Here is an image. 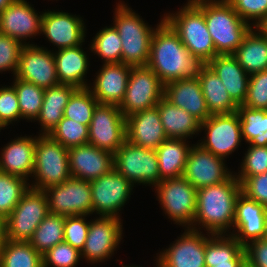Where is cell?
Here are the masks:
<instances>
[{
    "label": "cell",
    "mask_w": 267,
    "mask_h": 267,
    "mask_svg": "<svg viewBox=\"0 0 267 267\" xmlns=\"http://www.w3.org/2000/svg\"><path fill=\"white\" fill-rule=\"evenodd\" d=\"M77 89L73 85L62 83L45 89L42 108L36 118L41 126L40 134H50L57 126L63 118L70 97Z\"/></svg>",
    "instance_id": "1f68e13d"
},
{
    "label": "cell",
    "mask_w": 267,
    "mask_h": 267,
    "mask_svg": "<svg viewBox=\"0 0 267 267\" xmlns=\"http://www.w3.org/2000/svg\"><path fill=\"white\" fill-rule=\"evenodd\" d=\"M244 249L246 267H267V238L252 240Z\"/></svg>",
    "instance_id": "816d5d0a"
},
{
    "label": "cell",
    "mask_w": 267,
    "mask_h": 267,
    "mask_svg": "<svg viewBox=\"0 0 267 267\" xmlns=\"http://www.w3.org/2000/svg\"><path fill=\"white\" fill-rule=\"evenodd\" d=\"M90 186L93 213L121 219L119 211L123 209L135 186L114 168L109 173L90 181Z\"/></svg>",
    "instance_id": "4fadbf2b"
},
{
    "label": "cell",
    "mask_w": 267,
    "mask_h": 267,
    "mask_svg": "<svg viewBox=\"0 0 267 267\" xmlns=\"http://www.w3.org/2000/svg\"><path fill=\"white\" fill-rule=\"evenodd\" d=\"M122 266L121 267H140V266H135V265H131V266H126L124 264H121ZM142 267V266H141Z\"/></svg>",
    "instance_id": "680465c9"
},
{
    "label": "cell",
    "mask_w": 267,
    "mask_h": 267,
    "mask_svg": "<svg viewBox=\"0 0 267 267\" xmlns=\"http://www.w3.org/2000/svg\"><path fill=\"white\" fill-rule=\"evenodd\" d=\"M42 15L26 0H14L0 13V34L29 45L28 38L41 34Z\"/></svg>",
    "instance_id": "44dd1931"
},
{
    "label": "cell",
    "mask_w": 267,
    "mask_h": 267,
    "mask_svg": "<svg viewBox=\"0 0 267 267\" xmlns=\"http://www.w3.org/2000/svg\"><path fill=\"white\" fill-rule=\"evenodd\" d=\"M21 119L17 93L14 87L2 86L0 88V120L6 125Z\"/></svg>",
    "instance_id": "681fc988"
},
{
    "label": "cell",
    "mask_w": 267,
    "mask_h": 267,
    "mask_svg": "<svg viewBox=\"0 0 267 267\" xmlns=\"http://www.w3.org/2000/svg\"><path fill=\"white\" fill-rule=\"evenodd\" d=\"M71 177L92 181L109 173L114 168V154L91 144L68 149Z\"/></svg>",
    "instance_id": "7402d4cb"
},
{
    "label": "cell",
    "mask_w": 267,
    "mask_h": 267,
    "mask_svg": "<svg viewBox=\"0 0 267 267\" xmlns=\"http://www.w3.org/2000/svg\"><path fill=\"white\" fill-rule=\"evenodd\" d=\"M36 138L34 171L31 188L45 190L71 177L68 148L63 147L49 134H38Z\"/></svg>",
    "instance_id": "8992f818"
},
{
    "label": "cell",
    "mask_w": 267,
    "mask_h": 267,
    "mask_svg": "<svg viewBox=\"0 0 267 267\" xmlns=\"http://www.w3.org/2000/svg\"><path fill=\"white\" fill-rule=\"evenodd\" d=\"M244 155V160L242 159L240 164L241 170L234 173L241 184L248 177L267 172V146L249 145Z\"/></svg>",
    "instance_id": "7bdbcfd3"
},
{
    "label": "cell",
    "mask_w": 267,
    "mask_h": 267,
    "mask_svg": "<svg viewBox=\"0 0 267 267\" xmlns=\"http://www.w3.org/2000/svg\"><path fill=\"white\" fill-rule=\"evenodd\" d=\"M160 20L151 40L147 66L164 84L197 76L203 63L183 45L164 18Z\"/></svg>",
    "instance_id": "6da1fadb"
},
{
    "label": "cell",
    "mask_w": 267,
    "mask_h": 267,
    "mask_svg": "<svg viewBox=\"0 0 267 267\" xmlns=\"http://www.w3.org/2000/svg\"><path fill=\"white\" fill-rule=\"evenodd\" d=\"M87 215L66 216L64 223V242L78 249L84 248L90 221H86Z\"/></svg>",
    "instance_id": "7dc6e473"
},
{
    "label": "cell",
    "mask_w": 267,
    "mask_h": 267,
    "mask_svg": "<svg viewBox=\"0 0 267 267\" xmlns=\"http://www.w3.org/2000/svg\"><path fill=\"white\" fill-rule=\"evenodd\" d=\"M121 221L118 218L104 216L90 220L87 239L81 251V257L91 263L110 259L123 238Z\"/></svg>",
    "instance_id": "9a60e30c"
},
{
    "label": "cell",
    "mask_w": 267,
    "mask_h": 267,
    "mask_svg": "<svg viewBox=\"0 0 267 267\" xmlns=\"http://www.w3.org/2000/svg\"><path fill=\"white\" fill-rule=\"evenodd\" d=\"M86 27L82 17L63 11H45L42 15L41 34L59 49L72 48L85 42Z\"/></svg>",
    "instance_id": "d6986e66"
},
{
    "label": "cell",
    "mask_w": 267,
    "mask_h": 267,
    "mask_svg": "<svg viewBox=\"0 0 267 267\" xmlns=\"http://www.w3.org/2000/svg\"><path fill=\"white\" fill-rule=\"evenodd\" d=\"M53 54L59 83L73 85L77 88H88V85H91L85 79L90 61L82 49V44L72 48L59 49Z\"/></svg>",
    "instance_id": "f1b7e54d"
},
{
    "label": "cell",
    "mask_w": 267,
    "mask_h": 267,
    "mask_svg": "<svg viewBox=\"0 0 267 267\" xmlns=\"http://www.w3.org/2000/svg\"><path fill=\"white\" fill-rule=\"evenodd\" d=\"M157 198L168 219L191 228L196 214L197 189L183 176L162 180L156 187Z\"/></svg>",
    "instance_id": "52a82bcc"
},
{
    "label": "cell",
    "mask_w": 267,
    "mask_h": 267,
    "mask_svg": "<svg viewBox=\"0 0 267 267\" xmlns=\"http://www.w3.org/2000/svg\"><path fill=\"white\" fill-rule=\"evenodd\" d=\"M207 235V236H205ZM211 234H203L186 228L169 248L157 254V267H205V240Z\"/></svg>",
    "instance_id": "e0dca14e"
},
{
    "label": "cell",
    "mask_w": 267,
    "mask_h": 267,
    "mask_svg": "<svg viewBox=\"0 0 267 267\" xmlns=\"http://www.w3.org/2000/svg\"><path fill=\"white\" fill-rule=\"evenodd\" d=\"M5 127H7V126L0 120V131H1V129H3Z\"/></svg>",
    "instance_id": "6f0895ef"
},
{
    "label": "cell",
    "mask_w": 267,
    "mask_h": 267,
    "mask_svg": "<svg viewBox=\"0 0 267 267\" xmlns=\"http://www.w3.org/2000/svg\"><path fill=\"white\" fill-rule=\"evenodd\" d=\"M48 214L49 206L45 191L29 187L6 218L7 239L29 242L36 228Z\"/></svg>",
    "instance_id": "ba28073f"
},
{
    "label": "cell",
    "mask_w": 267,
    "mask_h": 267,
    "mask_svg": "<svg viewBox=\"0 0 267 267\" xmlns=\"http://www.w3.org/2000/svg\"><path fill=\"white\" fill-rule=\"evenodd\" d=\"M131 65L124 63L103 64L96 74L93 86H88L99 104L120 106L124 100Z\"/></svg>",
    "instance_id": "603a6c76"
},
{
    "label": "cell",
    "mask_w": 267,
    "mask_h": 267,
    "mask_svg": "<svg viewBox=\"0 0 267 267\" xmlns=\"http://www.w3.org/2000/svg\"><path fill=\"white\" fill-rule=\"evenodd\" d=\"M197 7L204 14L216 54H233L252 26L245 22L227 1Z\"/></svg>",
    "instance_id": "277c9868"
},
{
    "label": "cell",
    "mask_w": 267,
    "mask_h": 267,
    "mask_svg": "<svg viewBox=\"0 0 267 267\" xmlns=\"http://www.w3.org/2000/svg\"><path fill=\"white\" fill-rule=\"evenodd\" d=\"M261 28L267 33V21L261 26Z\"/></svg>",
    "instance_id": "9f6ffc18"
},
{
    "label": "cell",
    "mask_w": 267,
    "mask_h": 267,
    "mask_svg": "<svg viewBox=\"0 0 267 267\" xmlns=\"http://www.w3.org/2000/svg\"><path fill=\"white\" fill-rule=\"evenodd\" d=\"M163 18L201 63L207 64L217 56L204 14L197 6H183L177 13H166Z\"/></svg>",
    "instance_id": "5b68a950"
},
{
    "label": "cell",
    "mask_w": 267,
    "mask_h": 267,
    "mask_svg": "<svg viewBox=\"0 0 267 267\" xmlns=\"http://www.w3.org/2000/svg\"><path fill=\"white\" fill-rule=\"evenodd\" d=\"M242 138L249 145L267 146V110L239 105Z\"/></svg>",
    "instance_id": "e575fe53"
},
{
    "label": "cell",
    "mask_w": 267,
    "mask_h": 267,
    "mask_svg": "<svg viewBox=\"0 0 267 267\" xmlns=\"http://www.w3.org/2000/svg\"><path fill=\"white\" fill-rule=\"evenodd\" d=\"M165 84L148 66H132L124 100L119 106L124 117L155 107L164 97Z\"/></svg>",
    "instance_id": "30bf717a"
},
{
    "label": "cell",
    "mask_w": 267,
    "mask_h": 267,
    "mask_svg": "<svg viewBox=\"0 0 267 267\" xmlns=\"http://www.w3.org/2000/svg\"><path fill=\"white\" fill-rule=\"evenodd\" d=\"M227 0H188L185 6H200L203 4L221 3Z\"/></svg>",
    "instance_id": "db71d44e"
},
{
    "label": "cell",
    "mask_w": 267,
    "mask_h": 267,
    "mask_svg": "<svg viewBox=\"0 0 267 267\" xmlns=\"http://www.w3.org/2000/svg\"><path fill=\"white\" fill-rule=\"evenodd\" d=\"M13 82L12 86L17 93L21 119L35 121L42 108L45 89L18 78H14Z\"/></svg>",
    "instance_id": "74e56055"
},
{
    "label": "cell",
    "mask_w": 267,
    "mask_h": 267,
    "mask_svg": "<svg viewBox=\"0 0 267 267\" xmlns=\"http://www.w3.org/2000/svg\"><path fill=\"white\" fill-rule=\"evenodd\" d=\"M66 216L49 213L34 231L29 243L41 254L64 242Z\"/></svg>",
    "instance_id": "d590c367"
},
{
    "label": "cell",
    "mask_w": 267,
    "mask_h": 267,
    "mask_svg": "<svg viewBox=\"0 0 267 267\" xmlns=\"http://www.w3.org/2000/svg\"><path fill=\"white\" fill-rule=\"evenodd\" d=\"M7 227L6 218L0 215V249L6 244L7 241Z\"/></svg>",
    "instance_id": "f5cc1de1"
},
{
    "label": "cell",
    "mask_w": 267,
    "mask_h": 267,
    "mask_svg": "<svg viewBox=\"0 0 267 267\" xmlns=\"http://www.w3.org/2000/svg\"><path fill=\"white\" fill-rule=\"evenodd\" d=\"M98 104L99 102L88 88H78L70 97L63 117L89 126Z\"/></svg>",
    "instance_id": "60d3db41"
},
{
    "label": "cell",
    "mask_w": 267,
    "mask_h": 267,
    "mask_svg": "<svg viewBox=\"0 0 267 267\" xmlns=\"http://www.w3.org/2000/svg\"><path fill=\"white\" fill-rule=\"evenodd\" d=\"M164 97L189 112L200 123L211 116L197 76L166 83Z\"/></svg>",
    "instance_id": "d4e9b609"
},
{
    "label": "cell",
    "mask_w": 267,
    "mask_h": 267,
    "mask_svg": "<svg viewBox=\"0 0 267 267\" xmlns=\"http://www.w3.org/2000/svg\"><path fill=\"white\" fill-rule=\"evenodd\" d=\"M166 139L156 106L126 117V140L131 144L156 150Z\"/></svg>",
    "instance_id": "cb8c5ba5"
},
{
    "label": "cell",
    "mask_w": 267,
    "mask_h": 267,
    "mask_svg": "<svg viewBox=\"0 0 267 267\" xmlns=\"http://www.w3.org/2000/svg\"><path fill=\"white\" fill-rule=\"evenodd\" d=\"M49 135L69 149L88 144L89 126L63 117Z\"/></svg>",
    "instance_id": "b9f144b4"
},
{
    "label": "cell",
    "mask_w": 267,
    "mask_h": 267,
    "mask_svg": "<svg viewBox=\"0 0 267 267\" xmlns=\"http://www.w3.org/2000/svg\"><path fill=\"white\" fill-rule=\"evenodd\" d=\"M29 187L24 178L0 171V215L7 218Z\"/></svg>",
    "instance_id": "ab89813d"
},
{
    "label": "cell",
    "mask_w": 267,
    "mask_h": 267,
    "mask_svg": "<svg viewBox=\"0 0 267 267\" xmlns=\"http://www.w3.org/2000/svg\"><path fill=\"white\" fill-rule=\"evenodd\" d=\"M241 192V183L235 174L219 184L198 189L196 214L190 229L204 228L211 235H226L231 226L233 228L235 203Z\"/></svg>",
    "instance_id": "7a4b0ae2"
},
{
    "label": "cell",
    "mask_w": 267,
    "mask_h": 267,
    "mask_svg": "<svg viewBox=\"0 0 267 267\" xmlns=\"http://www.w3.org/2000/svg\"><path fill=\"white\" fill-rule=\"evenodd\" d=\"M126 141V118L119 106L98 104L89 125L88 143L113 154Z\"/></svg>",
    "instance_id": "5bb4252c"
},
{
    "label": "cell",
    "mask_w": 267,
    "mask_h": 267,
    "mask_svg": "<svg viewBox=\"0 0 267 267\" xmlns=\"http://www.w3.org/2000/svg\"><path fill=\"white\" fill-rule=\"evenodd\" d=\"M207 65L218 75L231 99L243 105L248 90L250 75L239 65L232 55H217Z\"/></svg>",
    "instance_id": "83f0119b"
},
{
    "label": "cell",
    "mask_w": 267,
    "mask_h": 267,
    "mask_svg": "<svg viewBox=\"0 0 267 267\" xmlns=\"http://www.w3.org/2000/svg\"><path fill=\"white\" fill-rule=\"evenodd\" d=\"M197 77L211 115L237 111L238 105L231 99L218 75L207 64L201 66Z\"/></svg>",
    "instance_id": "d6a6232c"
},
{
    "label": "cell",
    "mask_w": 267,
    "mask_h": 267,
    "mask_svg": "<svg viewBox=\"0 0 267 267\" xmlns=\"http://www.w3.org/2000/svg\"><path fill=\"white\" fill-rule=\"evenodd\" d=\"M248 24L261 27L267 21V0H227ZM255 21L250 23L251 21Z\"/></svg>",
    "instance_id": "f6af8a7d"
},
{
    "label": "cell",
    "mask_w": 267,
    "mask_h": 267,
    "mask_svg": "<svg viewBox=\"0 0 267 267\" xmlns=\"http://www.w3.org/2000/svg\"><path fill=\"white\" fill-rule=\"evenodd\" d=\"M49 213L64 216L93 214L90 181L70 177L65 182L47 187Z\"/></svg>",
    "instance_id": "7c38bea8"
},
{
    "label": "cell",
    "mask_w": 267,
    "mask_h": 267,
    "mask_svg": "<svg viewBox=\"0 0 267 267\" xmlns=\"http://www.w3.org/2000/svg\"><path fill=\"white\" fill-rule=\"evenodd\" d=\"M23 44L7 35L0 34V72L12 71L15 75Z\"/></svg>",
    "instance_id": "c3c4849f"
},
{
    "label": "cell",
    "mask_w": 267,
    "mask_h": 267,
    "mask_svg": "<svg viewBox=\"0 0 267 267\" xmlns=\"http://www.w3.org/2000/svg\"><path fill=\"white\" fill-rule=\"evenodd\" d=\"M267 222V221H266ZM265 238H267V223H266V237Z\"/></svg>",
    "instance_id": "91938a15"
},
{
    "label": "cell",
    "mask_w": 267,
    "mask_h": 267,
    "mask_svg": "<svg viewBox=\"0 0 267 267\" xmlns=\"http://www.w3.org/2000/svg\"><path fill=\"white\" fill-rule=\"evenodd\" d=\"M202 130H205L206 137L198 144L224 160L241 146L243 140L237 111L211 115L200 123V131Z\"/></svg>",
    "instance_id": "8fae6325"
},
{
    "label": "cell",
    "mask_w": 267,
    "mask_h": 267,
    "mask_svg": "<svg viewBox=\"0 0 267 267\" xmlns=\"http://www.w3.org/2000/svg\"><path fill=\"white\" fill-rule=\"evenodd\" d=\"M36 138L18 136L8 142L0 154V171L29 180L34 171Z\"/></svg>",
    "instance_id": "484cf974"
},
{
    "label": "cell",
    "mask_w": 267,
    "mask_h": 267,
    "mask_svg": "<svg viewBox=\"0 0 267 267\" xmlns=\"http://www.w3.org/2000/svg\"><path fill=\"white\" fill-rule=\"evenodd\" d=\"M43 48L24 45L14 77L46 89L58 85L59 79L53 52Z\"/></svg>",
    "instance_id": "2e32d148"
},
{
    "label": "cell",
    "mask_w": 267,
    "mask_h": 267,
    "mask_svg": "<svg viewBox=\"0 0 267 267\" xmlns=\"http://www.w3.org/2000/svg\"><path fill=\"white\" fill-rule=\"evenodd\" d=\"M266 221L267 208L241 192L235 203V217L231 228L234 230L228 234L244 247L252 240L266 237Z\"/></svg>",
    "instance_id": "ffe728a7"
},
{
    "label": "cell",
    "mask_w": 267,
    "mask_h": 267,
    "mask_svg": "<svg viewBox=\"0 0 267 267\" xmlns=\"http://www.w3.org/2000/svg\"><path fill=\"white\" fill-rule=\"evenodd\" d=\"M90 42V48L104 64L122 62V40L114 26L102 28Z\"/></svg>",
    "instance_id": "f35d334b"
},
{
    "label": "cell",
    "mask_w": 267,
    "mask_h": 267,
    "mask_svg": "<svg viewBox=\"0 0 267 267\" xmlns=\"http://www.w3.org/2000/svg\"><path fill=\"white\" fill-rule=\"evenodd\" d=\"M242 193L267 208V172L248 177L241 184Z\"/></svg>",
    "instance_id": "f907efd6"
},
{
    "label": "cell",
    "mask_w": 267,
    "mask_h": 267,
    "mask_svg": "<svg viewBox=\"0 0 267 267\" xmlns=\"http://www.w3.org/2000/svg\"><path fill=\"white\" fill-rule=\"evenodd\" d=\"M14 0H0V13L9 6Z\"/></svg>",
    "instance_id": "11a10c76"
},
{
    "label": "cell",
    "mask_w": 267,
    "mask_h": 267,
    "mask_svg": "<svg viewBox=\"0 0 267 267\" xmlns=\"http://www.w3.org/2000/svg\"><path fill=\"white\" fill-rule=\"evenodd\" d=\"M0 267H43L42 255L25 241H10L0 249Z\"/></svg>",
    "instance_id": "8d00e7d4"
},
{
    "label": "cell",
    "mask_w": 267,
    "mask_h": 267,
    "mask_svg": "<svg viewBox=\"0 0 267 267\" xmlns=\"http://www.w3.org/2000/svg\"><path fill=\"white\" fill-rule=\"evenodd\" d=\"M113 26L122 40V63L131 66H147L151 40L156 28H152L127 4L120 1L114 12Z\"/></svg>",
    "instance_id": "3957f363"
},
{
    "label": "cell",
    "mask_w": 267,
    "mask_h": 267,
    "mask_svg": "<svg viewBox=\"0 0 267 267\" xmlns=\"http://www.w3.org/2000/svg\"><path fill=\"white\" fill-rule=\"evenodd\" d=\"M243 106L267 110V70L250 75L247 96Z\"/></svg>",
    "instance_id": "bcb514c9"
},
{
    "label": "cell",
    "mask_w": 267,
    "mask_h": 267,
    "mask_svg": "<svg viewBox=\"0 0 267 267\" xmlns=\"http://www.w3.org/2000/svg\"><path fill=\"white\" fill-rule=\"evenodd\" d=\"M192 145L183 177L197 190L219 184L233 174V171L227 168L224 159L217 157L197 143Z\"/></svg>",
    "instance_id": "ac0fdd59"
},
{
    "label": "cell",
    "mask_w": 267,
    "mask_h": 267,
    "mask_svg": "<svg viewBox=\"0 0 267 267\" xmlns=\"http://www.w3.org/2000/svg\"><path fill=\"white\" fill-rule=\"evenodd\" d=\"M191 147L183 139H166L160 144L156 154L162 180L183 176Z\"/></svg>",
    "instance_id": "836d02e7"
},
{
    "label": "cell",
    "mask_w": 267,
    "mask_h": 267,
    "mask_svg": "<svg viewBox=\"0 0 267 267\" xmlns=\"http://www.w3.org/2000/svg\"><path fill=\"white\" fill-rule=\"evenodd\" d=\"M81 252L66 242L59 243L42 255L43 267H75Z\"/></svg>",
    "instance_id": "ee69618b"
},
{
    "label": "cell",
    "mask_w": 267,
    "mask_h": 267,
    "mask_svg": "<svg viewBox=\"0 0 267 267\" xmlns=\"http://www.w3.org/2000/svg\"><path fill=\"white\" fill-rule=\"evenodd\" d=\"M114 169L129 182L156 187L161 181L156 150L126 140L114 153Z\"/></svg>",
    "instance_id": "9c48e42d"
},
{
    "label": "cell",
    "mask_w": 267,
    "mask_h": 267,
    "mask_svg": "<svg viewBox=\"0 0 267 267\" xmlns=\"http://www.w3.org/2000/svg\"><path fill=\"white\" fill-rule=\"evenodd\" d=\"M156 107L168 139L187 140L201 132L200 122L196 118L184 109L173 105L165 97L158 102Z\"/></svg>",
    "instance_id": "4dcf8cb0"
},
{
    "label": "cell",
    "mask_w": 267,
    "mask_h": 267,
    "mask_svg": "<svg viewBox=\"0 0 267 267\" xmlns=\"http://www.w3.org/2000/svg\"><path fill=\"white\" fill-rule=\"evenodd\" d=\"M205 267H246L245 249L230 234L210 235L205 240Z\"/></svg>",
    "instance_id": "4316f807"
},
{
    "label": "cell",
    "mask_w": 267,
    "mask_h": 267,
    "mask_svg": "<svg viewBox=\"0 0 267 267\" xmlns=\"http://www.w3.org/2000/svg\"><path fill=\"white\" fill-rule=\"evenodd\" d=\"M232 55L249 75L267 70V33L251 27Z\"/></svg>",
    "instance_id": "f546056e"
}]
</instances>
